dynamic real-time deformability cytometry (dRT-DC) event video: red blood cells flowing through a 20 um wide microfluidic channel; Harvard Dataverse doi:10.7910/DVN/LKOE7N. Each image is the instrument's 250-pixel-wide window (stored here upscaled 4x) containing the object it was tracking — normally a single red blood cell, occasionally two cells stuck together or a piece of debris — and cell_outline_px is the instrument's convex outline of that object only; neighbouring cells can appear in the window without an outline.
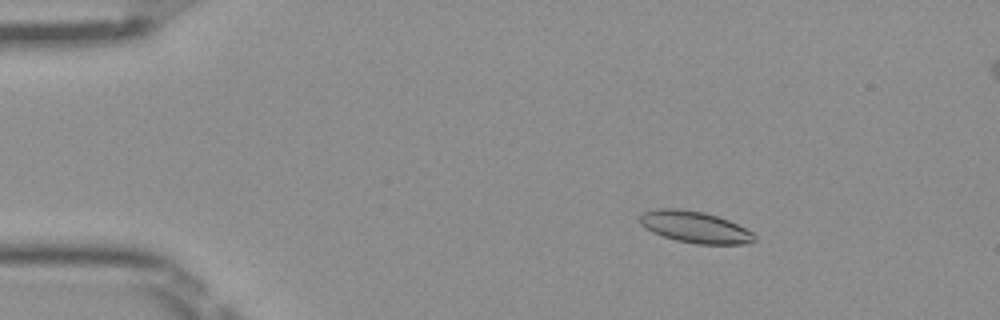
{"species": "Egyptian fruit bat (a non-hibernating species)", "species_latin": "Rousettus aegyptiacus", "temperature_condition": "room temperature", "stored_images_in_passage": 53, "segment_of_instrument_passage": [1, 2], "camera_frame_rate_fps": 3000, "um_per_image_px": 0.085, "frame": {"image": 1, "passage_image": 9, "time_ms": 2.667, "image_size_px": [1000, 320], "cell_outline_px": [[756, 240], [744, 244], [696, 244], [676, 240], [652, 232], [644, 228], [640, 224], [640, 216], [644, 212], [660, 208], [676, 208], [704, 212], [728, 220], [752, 232], [756, 236]], "centroid_in_image_um": [59.05, 19.3], "position_along_channel_um": 25.9, "area_um2": 20.92}}
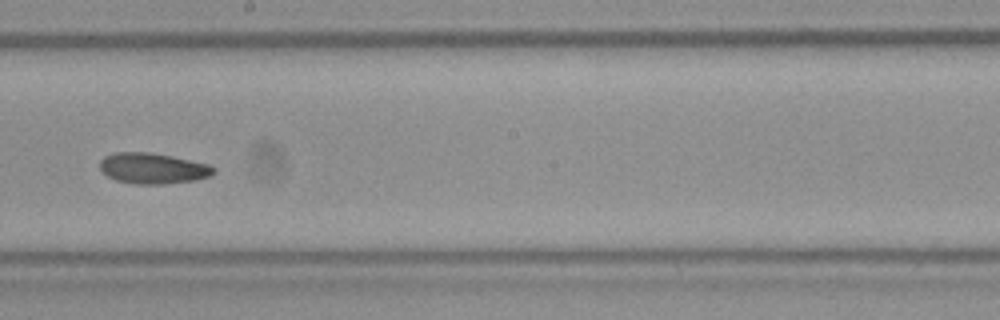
{"frame": {"image": 2, "passage_image": 30, "time_ms": 9.667, "image_size_px": [1000, 320], "cell_outline_px": [[216, 172], [208, 176], [192, 180], [160, 184], [136, 184], [116, 180], [108, 176], [100, 168], [100, 160], [104, 156], [112, 152], [148, 152], [172, 156], [208, 164], [216, 168]], "centroid_in_image_um": [12.96, 14.29], "position_along_channel_um": 235.2, "area_um2": 20.23}}
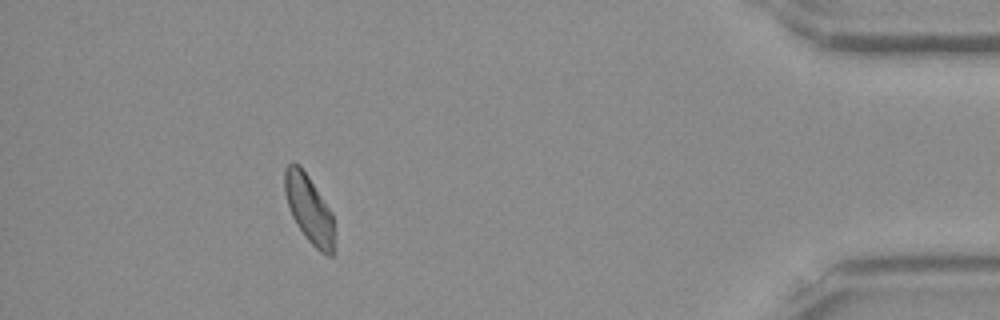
{"frame": {"image": 3, "passage_image": 47, "time_ms": 15.333, "image_size_px": [1000, 320], "cell_outline_px": [[332, 256], [328, 256], [320, 252], [304, 236], [296, 224], [292, 216], [284, 192], [284, 168], [292, 160], [300, 164], [332, 212]], "centroid_in_image_um": [26.22, 17.69], "position_along_channel_um": 409.0, "area_um2": 19.42}}